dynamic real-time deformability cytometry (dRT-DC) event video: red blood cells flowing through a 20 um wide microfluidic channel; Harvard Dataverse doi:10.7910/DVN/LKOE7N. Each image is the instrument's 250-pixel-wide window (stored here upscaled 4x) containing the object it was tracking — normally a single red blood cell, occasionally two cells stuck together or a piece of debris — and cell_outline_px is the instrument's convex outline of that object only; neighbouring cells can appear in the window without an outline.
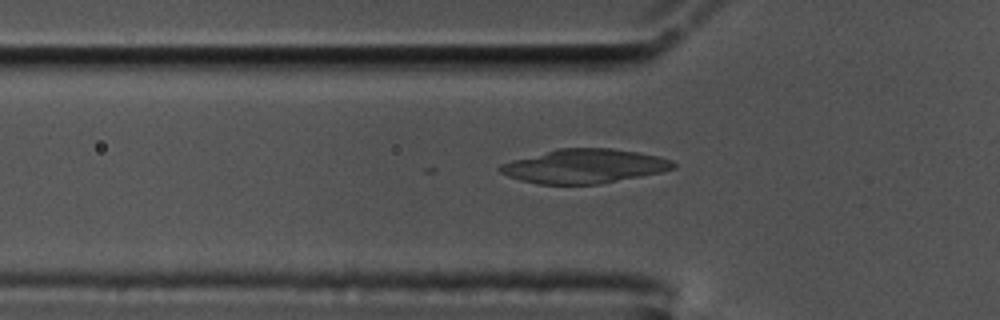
{"species": "common noctule bat (a hibernating species)", "species_latin": "Nyctalus noctula", "temperature_condition": "cold", "stored_images_in_passage": 11, "camera_frame_rate_fps": 3000, "um_per_image_px": 0.085, "animal": {"sex": "male", "body_mass_g": 17.5, "forearm_length_mm": 52.3}, "frame": {"image": 1, "passage_image": 5, "time_ms": 1.333, "image_size_px": [1000, 320], "cell_outline_px": [[676, 168], [660, 172], [600, 184], [540, 184], [520, 180], [508, 176], [500, 172], [496, 168], [500, 164], [512, 160], [556, 148], [612, 148], [640, 152], [672, 160], [676, 164]], "centroid_in_image_um": [49.64, 14.12], "position_along_channel_um": 76.2, "area_um2": 34.51}}
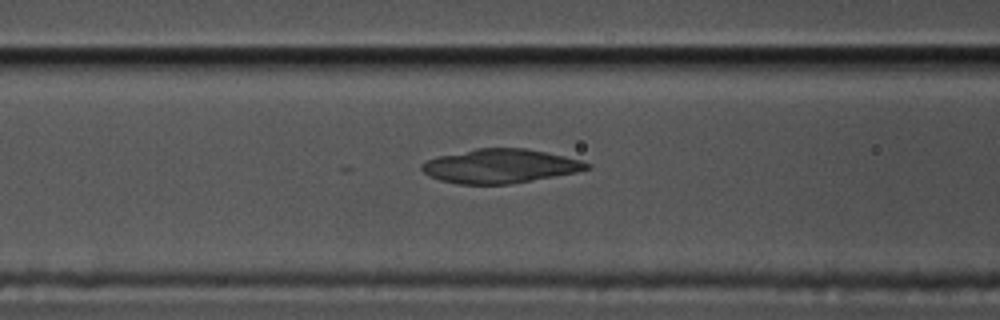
{"frame": {"image": 2, "passage_image": 9, "time_ms": 2.667, "image_size_px": [1000, 320], "cell_outline_px": [[592, 168], [576, 172], [532, 180], [508, 184], [460, 184], [440, 180], [428, 176], [420, 168], [420, 164], [428, 160], [440, 156], [476, 148], [524, 148], [564, 156], [580, 160], [592, 164]], "centroid_in_image_um": [42.51, 14.12], "position_along_channel_um": 124.1, "area_um2": 32.48}}